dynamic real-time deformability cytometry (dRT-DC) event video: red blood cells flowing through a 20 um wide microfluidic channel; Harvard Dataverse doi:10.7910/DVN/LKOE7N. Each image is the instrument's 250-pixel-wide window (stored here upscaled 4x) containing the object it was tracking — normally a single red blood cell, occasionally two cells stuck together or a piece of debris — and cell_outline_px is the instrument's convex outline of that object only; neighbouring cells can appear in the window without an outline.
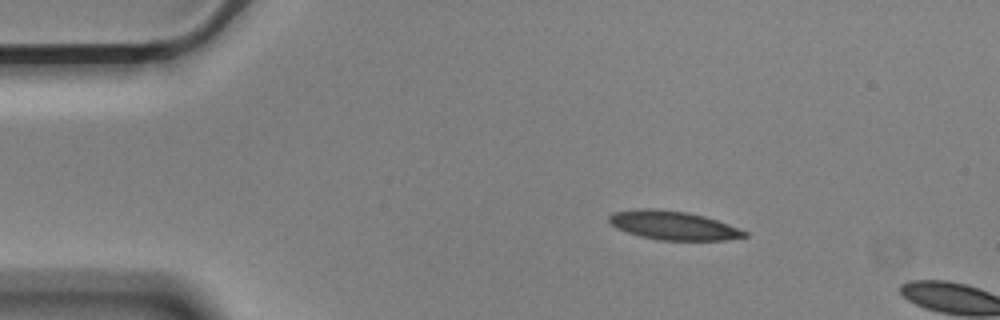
{"species": "Egyptian fruit bat (a non-hibernating species)", "species_latin": "Rousettus aegyptiacus", "temperature_condition": "cold", "stored_images_in_passage": 4, "camera_frame_rate_fps": 3000, "um_per_image_px": 0.085, "animal": {"sex": "male"}, "frame": {"image": 1, "passage_image": 1, "time_ms": 0.0, "image_size_px": [1000, 320], "cell_outline_px": [[748, 236], [724, 240], [660, 240], [640, 236], [616, 228], [608, 224], [608, 216], [612, 212], [640, 208], [652, 208], [688, 212], [704, 216], [728, 224], [748, 232]], "centroid_in_image_um": [57.18, 19.15], "position_along_channel_um": 27.8, "area_um2": 22.77}}